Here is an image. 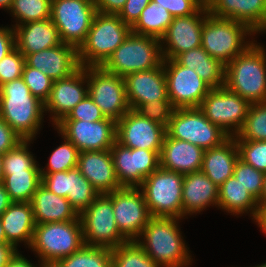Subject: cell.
Segmentation results:
<instances>
[{"instance_id":"6da1fadb","label":"cell","mask_w":266,"mask_h":267,"mask_svg":"<svg viewBox=\"0 0 266 267\" xmlns=\"http://www.w3.org/2000/svg\"><path fill=\"white\" fill-rule=\"evenodd\" d=\"M44 112V103L33 96L21 78L0 86V117L23 140L37 133Z\"/></svg>"},{"instance_id":"7a4b0ae2","label":"cell","mask_w":266,"mask_h":267,"mask_svg":"<svg viewBox=\"0 0 266 267\" xmlns=\"http://www.w3.org/2000/svg\"><path fill=\"white\" fill-rule=\"evenodd\" d=\"M250 104L266 102V54L252 44L225 66V85Z\"/></svg>"},{"instance_id":"3957f363","label":"cell","mask_w":266,"mask_h":267,"mask_svg":"<svg viewBox=\"0 0 266 267\" xmlns=\"http://www.w3.org/2000/svg\"><path fill=\"white\" fill-rule=\"evenodd\" d=\"M177 219L152 217L142 231L144 241L136 240L160 267H184L191 262L177 228Z\"/></svg>"},{"instance_id":"277c9868","label":"cell","mask_w":266,"mask_h":267,"mask_svg":"<svg viewBox=\"0 0 266 267\" xmlns=\"http://www.w3.org/2000/svg\"><path fill=\"white\" fill-rule=\"evenodd\" d=\"M131 33L117 14L96 12L85 42L78 49L81 67L102 66Z\"/></svg>"},{"instance_id":"5b68a950","label":"cell","mask_w":266,"mask_h":267,"mask_svg":"<svg viewBox=\"0 0 266 267\" xmlns=\"http://www.w3.org/2000/svg\"><path fill=\"white\" fill-rule=\"evenodd\" d=\"M249 33L251 35L253 31L244 23L208 12L203 23L201 47L226 66L252 44L244 43V36Z\"/></svg>"},{"instance_id":"8992f818","label":"cell","mask_w":266,"mask_h":267,"mask_svg":"<svg viewBox=\"0 0 266 267\" xmlns=\"http://www.w3.org/2000/svg\"><path fill=\"white\" fill-rule=\"evenodd\" d=\"M161 50L159 38L131 32L101 67L121 77L133 72L151 70L162 64Z\"/></svg>"},{"instance_id":"52a82bcc","label":"cell","mask_w":266,"mask_h":267,"mask_svg":"<svg viewBox=\"0 0 266 267\" xmlns=\"http://www.w3.org/2000/svg\"><path fill=\"white\" fill-rule=\"evenodd\" d=\"M184 174L159 167L140 186L152 217H183L182 188Z\"/></svg>"},{"instance_id":"ba28073f","label":"cell","mask_w":266,"mask_h":267,"mask_svg":"<svg viewBox=\"0 0 266 267\" xmlns=\"http://www.w3.org/2000/svg\"><path fill=\"white\" fill-rule=\"evenodd\" d=\"M84 245L82 224L73 221L35 225L30 247L42 261H58L78 251Z\"/></svg>"},{"instance_id":"9c48e42d","label":"cell","mask_w":266,"mask_h":267,"mask_svg":"<svg viewBox=\"0 0 266 267\" xmlns=\"http://www.w3.org/2000/svg\"><path fill=\"white\" fill-rule=\"evenodd\" d=\"M166 133L203 150L218 147L230 137L219 126L212 124L198 107L176 108Z\"/></svg>"},{"instance_id":"30bf717a","label":"cell","mask_w":266,"mask_h":267,"mask_svg":"<svg viewBox=\"0 0 266 267\" xmlns=\"http://www.w3.org/2000/svg\"><path fill=\"white\" fill-rule=\"evenodd\" d=\"M79 218L85 245L112 249L128 242L117 228L112 200L107 194H99Z\"/></svg>"},{"instance_id":"8fae6325","label":"cell","mask_w":266,"mask_h":267,"mask_svg":"<svg viewBox=\"0 0 266 267\" xmlns=\"http://www.w3.org/2000/svg\"><path fill=\"white\" fill-rule=\"evenodd\" d=\"M96 12L93 0H52L50 19L57 27L62 43L79 49Z\"/></svg>"},{"instance_id":"7c38bea8","label":"cell","mask_w":266,"mask_h":267,"mask_svg":"<svg viewBox=\"0 0 266 267\" xmlns=\"http://www.w3.org/2000/svg\"><path fill=\"white\" fill-rule=\"evenodd\" d=\"M87 79L88 95L105 117L117 122L130 110L124 77L91 66L87 67Z\"/></svg>"},{"instance_id":"4fadbf2b","label":"cell","mask_w":266,"mask_h":267,"mask_svg":"<svg viewBox=\"0 0 266 267\" xmlns=\"http://www.w3.org/2000/svg\"><path fill=\"white\" fill-rule=\"evenodd\" d=\"M250 105L240 95L223 86L212 88L198 108L212 124L219 126L227 135L236 136L245 122ZM233 127L235 131L231 129Z\"/></svg>"},{"instance_id":"5bb4252c","label":"cell","mask_w":266,"mask_h":267,"mask_svg":"<svg viewBox=\"0 0 266 267\" xmlns=\"http://www.w3.org/2000/svg\"><path fill=\"white\" fill-rule=\"evenodd\" d=\"M112 200L117 228L128 241H136L152 218L143 192L122 187L107 194Z\"/></svg>"},{"instance_id":"9a60e30c","label":"cell","mask_w":266,"mask_h":267,"mask_svg":"<svg viewBox=\"0 0 266 267\" xmlns=\"http://www.w3.org/2000/svg\"><path fill=\"white\" fill-rule=\"evenodd\" d=\"M161 150L130 149L117 141L110 149L117 180L121 187L137 188L160 167Z\"/></svg>"},{"instance_id":"2e32d148","label":"cell","mask_w":266,"mask_h":267,"mask_svg":"<svg viewBox=\"0 0 266 267\" xmlns=\"http://www.w3.org/2000/svg\"><path fill=\"white\" fill-rule=\"evenodd\" d=\"M162 63L166 76L167 95L173 106L175 108L199 107L212 88L198 76L195 70L178 64L174 59H163Z\"/></svg>"},{"instance_id":"e0dca14e","label":"cell","mask_w":266,"mask_h":267,"mask_svg":"<svg viewBox=\"0 0 266 267\" xmlns=\"http://www.w3.org/2000/svg\"><path fill=\"white\" fill-rule=\"evenodd\" d=\"M56 126L79 152L110 150L116 142V121L111 118L96 122L61 120Z\"/></svg>"},{"instance_id":"ac0fdd59","label":"cell","mask_w":266,"mask_h":267,"mask_svg":"<svg viewBox=\"0 0 266 267\" xmlns=\"http://www.w3.org/2000/svg\"><path fill=\"white\" fill-rule=\"evenodd\" d=\"M116 141L130 149L161 150L166 127L130 109L116 122Z\"/></svg>"},{"instance_id":"d6986e66","label":"cell","mask_w":266,"mask_h":267,"mask_svg":"<svg viewBox=\"0 0 266 267\" xmlns=\"http://www.w3.org/2000/svg\"><path fill=\"white\" fill-rule=\"evenodd\" d=\"M40 174L41 184L56 195L67 198L78 215L99 195L77 167L68 171Z\"/></svg>"},{"instance_id":"ffe728a7","label":"cell","mask_w":266,"mask_h":267,"mask_svg":"<svg viewBox=\"0 0 266 267\" xmlns=\"http://www.w3.org/2000/svg\"><path fill=\"white\" fill-rule=\"evenodd\" d=\"M204 15L199 17L200 15ZM206 4L196 13L185 17H174L160 41L168 47L161 50L163 59H174L178 54L201 46L202 28L207 17Z\"/></svg>"},{"instance_id":"44dd1931","label":"cell","mask_w":266,"mask_h":267,"mask_svg":"<svg viewBox=\"0 0 266 267\" xmlns=\"http://www.w3.org/2000/svg\"><path fill=\"white\" fill-rule=\"evenodd\" d=\"M87 67H80L71 76L53 81L48 99L44 103V111L54 114V124L59 123L87 95L83 83L87 80ZM85 80V81H84Z\"/></svg>"},{"instance_id":"7402d4cb","label":"cell","mask_w":266,"mask_h":267,"mask_svg":"<svg viewBox=\"0 0 266 267\" xmlns=\"http://www.w3.org/2000/svg\"><path fill=\"white\" fill-rule=\"evenodd\" d=\"M25 64L40 70L53 81L67 78L81 67L78 49L65 43L26 55Z\"/></svg>"},{"instance_id":"603a6c76","label":"cell","mask_w":266,"mask_h":267,"mask_svg":"<svg viewBox=\"0 0 266 267\" xmlns=\"http://www.w3.org/2000/svg\"><path fill=\"white\" fill-rule=\"evenodd\" d=\"M124 81L130 109L154 100H169L163 63L151 70L127 74Z\"/></svg>"},{"instance_id":"cb8c5ba5","label":"cell","mask_w":266,"mask_h":267,"mask_svg":"<svg viewBox=\"0 0 266 267\" xmlns=\"http://www.w3.org/2000/svg\"><path fill=\"white\" fill-rule=\"evenodd\" d=\"M77 168L99 194L122 188L116 177L110 150L79 152Z\"/></svg>"},{"instance_id":"d4e9b609","label":"cell","mask_w":266,"mask_h":267,"mask_svg":"<svg viewBox=\"0 0 266 267\" xmlns=\"http://www.w3.org/2000/svg\"><path fill=\"white\" fill-rule=\"evenodd\" d=\"M208 12L244 23L254 33L266 30V0H207Z\"/></svg>"},{"instance_id":"484cf974","label":"cell","mask_w":266,"mask_h":267,"mask_svg":"<svg viewBox=\"0 0 266 267\" xmlns=\"http://www.w3.org/2000/svg\"><path fill=\"white\" fill-rule=\"evenodd\" d=\"M203 153L202 148L166 134L159 155L160 167L184 175L201 171Z\"/></svg>"},{"instance_id":"4316f807","label":"cell","mask_w":266,"mask_h":267,"mask_svg":"<svg viewBox=\"0 0 266 267\" xmlns=\"http://www.w3.org/2000/svg\"><path fill=\"white\" fill-rule=\"evenodd\" d=\"M15 47L24 55L62 44L59 31L51 19L14 26Z\"/></svg>"},{"instance_id":"83f0119b","label":"cell","mask_w":266,"mask_h":267,"mask_svg":"<svg viewBox=\"0 0 266 267\" xmlns=\"http://www.w3.org/2000/svg\"><path fill=\"white\" fill-rule=\"evenodd\" d=\"M219 187L205 173L197 171L184 175L182 188L183 217L202 211L210 204L218 205Z\"/></svg>"},{"instance_id":"f1b7e54d","label":"cell","mask_w":266,"mask_h":267,"mask_svg":"<svg viewBox=\"0 0 266 267\" xmlns=\"http://www.w3.org/2000/svg\"><path fill=\"white\" fill-rule=\"evenodd\" d=\"M30 203L36 225L73 221L79 217L67 198L56 195L42 184L36 189Z\"/></svg>"},{"instance_id":"f546056e","label":"cell","mask_w":266,"mask_h":267,"mask_svg":"<svg viewBox=\"0 0 266 267\" xmlns=\"http://www.w3.org/2000/svg\"><path fill=\"white\" fill-rule=\"evenodd\" d=\"M239 150L233 136L218 147L204 150L201 171L218 187L233 176Z\"/></svg>"},{"instance_id":"4dcf8cb0","label":"cell","mask_w":266,"mask_h":267,"mask_svg":"<svg viewBox=\"0 0 266 267\" xmlns=\"http://www.w3.org/2000/svg\"><path fill=\"white\" fill-rule=\"evenodd\" d=\"M0 219L8 244L15 249L20 241L31 245L36 224L30 202H12Z\"/></svg>"},{"instance_id":"1f68e13d","label":"cell","mask_w":266,"mask_h":267,"mask_svg":"<svg viewBox=\"0 0 266 267\" xmlns=\"http://www.w3.org/2000/svg\"><path fill=\"white\" fill-rule=\"evenodd\" d=\"M174 60L198 74L211 88L225 85V65L211 57L201 46L178 54Z\"/></svg>"},{"instance_id":"d6a6232c","label":"cell","mask_w":266,"mask_h":267,"mask_svg":"<svg viewBox=\"0 0 266 267\" xmlns=\"http://www.w3.org/2000/svg\"><path fill=\"white\" fill-rule=\"evenodd\" d=\"M218 206L233 215L252 210L255 217L258 202L233 175L219 186Z\"/></svg>"},{"instance_id":"836d02e7","label":"cell","mask_w":266,"mask_h":267,"mask_svg":"<svg viewBox=\"0 0 266 267\" xmlns=\"http://www.w3.org/2000/svg\"><path fill=\"white\" fill-rule=\"evenodd\" d=\"M2 183L12 202H30L41 184L40 170L3 172Z\"/></svg>"},{"instance_id":"e575fe53","label":"cell","mask_w":266,"mask_h":267,"mask_svg":"<svg viewBox=\"0 0 266 267\" xmlns=\"http://www.w3.org/2000/svg\"><path fill=\"white\" fill-rule=\"evenodd\" d=\"M173 18V15L167 9L151 1L142 10L139 19L131 27V32L161 39Z\"/></svg>"},{"instance_id":"d590c367","label":"cell","mask_w":266,"mask_h":267,"mask_svg":"<svg viewBox=\"0 0 266 267\" xmlns=\"http://www.w3.org/2000/svg\"><path fill=\"white\" fill-rule=\"evenodd\" d=\"M58 262L62 267H112L111 249L84 244L78 251Z\"/></svg>"},{"instance_id":"8d00e7d4","label":"cell","mask_w":266,"mask_h":267,"mask_svg":"<svg viewBox=\"0 0 266 267\" xmlns=\"http://www.w3.org/2000/svg\"><path fill=\"white\" fill-rule=\"evenodd\" d=\"M233 137L235 141L266 140V102L253 103L249 106L242 128Z\"/></svg>"},{"instance_id":"74e56055","label":"cell","mask_w":266,"mask_h":267,"mask_svg":"<svg viewBox=\"0 0 266 267\" xmlns=\"http://www.w3.org/2000/svg\"><path fill=\"white\" fill-rule=\"evenodd\" d=\"M112 267H160L137 243L128 241L111 249Z\"/></svg>"},{"instance_id":"f35d334b","label":"cell","mask_w":266,"mask_h":267,"mask_svg":"<svg viewBox=\"0 0 266 267\" xmlns=\"http://www.w3.org/2000/svg\"><path fill=\"white\" fill-rule=\"evenodd\" d=\"M52 0H13L11 12L22 25L31 21H42L51 18Z\"/></svg>"},{"instance_id":"ab89813d","label":"cell","mask_w":266,"mask_h":267,"mask_svg":"<svg viewBox=\"0 0 266 267\" xmlns=\"http://www.w3.org/2000/svg\"><path fill=\"white\" fill-rule=\"evenodd\" d=\"M64 144L56 148L49 158L47 171L40 169V173H54L68 171L77 167L79 151L65 136Z\"/></svg>"},{"instance_id":"60d3db41","label":"cell","mask_w":266,"mask_h":267,"mask_svg":"<svg viewBox=\"0 0 266 267\" xmlns=\"http://www.w3.org/2000/svg\"><path fill=\"white\" fill-rule=\"evenodd\" d=\"M28 142L29 140H23L15 148L3 154V172L40 170L32 154L28 152Z\"/></svg>"},{"instance_id":"b9f144b4","label":"cell","mask_w":266,"mask_h":267,"mask_svg":"<svg viewBox=\"0 0 266 267\" xmlns=\"http://www.w3.org/2000/svg\"><path fill=\"white\" fill-rule=\"evenodd\" d=\"M233 175L258 200L262 193L265 173L253 168L240 158L237 160Z\"/></svg>"},{"instance_id":"7bdbcfd3","label":"cell","mask_w":266,"mask_h":267,"mask_svg":"<svg viewBox=\"0 0 266 267\" xmlns=\"http://www.w3.org/2000/svg\"><path fill=\"white\" fill-rule=\"evenodd\" d=\"M22 79L33 96L45 103L52 89L53 80L40 70L24 64Z\"/></svg>"},{"instance_id":"ee69618b","label":"cell","mask_w":266,"mask_h":267,"mask_svg":"<svg viewBox=\"0 0 266 267\" xmlns=\"http://www.w3.org/2000/svg\"><path fill=\"white\" fill-rule=\"evenodd\" d=\"M239 158L253 168L266 173V140L236 141Z\"/></svg>"},{"instance_id":"f6af8a7d","label":"cell","mask_w":266,"mask_h":267,"mask_svg":"<svg viewBox=\"0 0 266 267\" xmlns=\"http://www.w3.org/2000/svg\"><path fill=\"white\" fill-rule=\"evenodd\" d=\"M175 109L170 100H154L140 105L136 111L145 118L167 128Z\"/></svg>"},{"instance_id":"bcb514c9","label":"cell","mask_w":266,"mask_h":267,"mask_svg":"<svg viewBox=\"0 0 266 267\" xmlns=\"http://www.w3.org/2000/svg\"><path fill=\"white\" fill-rule=\"evenodd\" d=\"M25 56L15 47L0 61V86L22 77Z\"/></svg>"},{"instance_id":"7dc6e473","label":"cell","mask_w":266,"mask_h":267,"mask_svg":"<svg viewBox=\"0 0 266 267\" xmlns=\"http://www.w3.org/2000/svg\"><path fill=\"white\" fill-rule=\"evenodd\" d=\"M106 118L107 117L104 116L100 108L94 103L93 99L89 95H87L62 120L96 122L99 120H104Z\"/></svg>"},{"instance_id":"c3c4849f","label":"cell","mask_w":266,"mask_h":267,"mask_svg":"<svg viewBox=\"0 0 266 267\" xmlns=\"http://www.w3.org/2000/svg\"><path fill=\"white\" fill-rule=\"evenodd\" d=\"M168 10L173 17H185L196 14L205 4L204 0H151Z\"/></svg>"},{"instance_id":"681fc988","label":"cell","mask_w":266,"mask_h":267,"mask_svg":"<svg viewBox=\"0 0 266 267\" xmlns=\"http://www.w3.org/2000/svg\"><path fill=\"white\" fill-rule=\"evenodd\" d=\"M151 0H127L121 11L117 14L125 24L132 27L139 19L142 10Z\"/></svg>"},{"instance_id":"f907efd6","label":"cell","mask_w":266,"mask_h":267,"mask_svg":"<svg viewBox=\"0 0 266 267\" xmlns=\"http://www.w3.org/2000/svg\"><path fill=\"white\" fill-rule=\"evenodd\" d=\"M23 139L0 117V154L15 148Z\"/></svg>"},{"instance_id":"816d5d0a","label":"cell","mask_w":266,"mask_h":267,"mask_svg":"<svg viewBox=\"0 0 266 267\" xmlns=\"http://www.w3.org/2000/svg\"><path fill=\"white\" fill-rule=\"evenodd\" d=\"M15 48L14 28H0V61Z\"/></svg>"},{"instance_id":"f5cc1de1","label":"cell","mask_w":266,"mask_h":267,"mask_svg":"<svg viewBox=\"0 0 266 267\" xmlns=\"http://www.w3.org/2000/svg\"><path fill=\"white\" fill-rule=\"evenodd\" d=\"M96 11L103 14H118L127 0H93Z\"/></svg>"},{"instance_id":"db71d44e","label":"cell","mask_w":266,"mask_h":267,"mask_svg":"<svg viewBox=\"0 0 266 267\" xmlns=\"http://www.w3.org/2000/svg\"><path fill=\"white\" fill-rule=\"evenodd\" d=\"M17 250L10 244H0V267H5Z\"/></svg>"},{"instance_id":"11a10c76","label":"cell","mask_w":266,"mask_h":267,"mask_svg":"<svg viewBox=\"0 0 266 267\" xmlns=\"http://www.w3.org/2000/svg\"><path fill=\"white\" fill-rule=\"evenodd\" d=\"M253 219L258 222V225L266 233V203H258L257 212Z\"/></svg>"},{"instance_id":"9f6ffc18","label":"cell","mask_w":266,"mask_h":267,"mask_svg":"<svg viewBox=\"0 0 266 267\" xmlns=\"http://www.w3.org/2000/svg\"><path fill=\"white\" fill-rule=\"evenodd\" d=\"M5 267H35L27 259H25L18 251L9 260Z\"/></svg>"},{"instance_id":"6f0895ef","label":"cell","mask_w":266,"mask_h":267,"mask_svg":"<svg viewBox=\"0 0 266 267\" xmlns=\"http://www.w3.org/2000/svg\"><path fill=\"white\" fill-rule=\"evenodd\" d=\"M12 203L2 182H0V216Z\"/></svg>"},{"instance_id":"680465c9","label":"cell","mask_w":266,"mask_h":267,"mask_svg":"<svg viewBox=\"0 0 266 267\" xmlns=\"http://www.w3.org/2000/svg\"><path fill=\"white\" fill-rule=\"evenodd\" d=\"M258 203H266V173L264 175L263 188L260 198L257 200Z\"/></svg>"},{"instance_id":"91938a15","label":"cell","mask_w":266,"mask_h":267,"mask_svg":"<svg viewBox=\"0 0 266 267\" xmlns=\"http://www.w3.org/2000/svg\"><path fill=\"white\" fill-rule=\"evenodd\" d=\"M40 267H62L58 261H42Z\"/></svg>"},{"instance_id":"94428289","label":"cell","mask_w":266,"mask_h":267,"mask_svg":"<svg viewBox=\"0 0 266 267\" xmlns=\"http://www.w3.org/2000/svg\"><path fill=\"white\" fill-rule=\"evenodd\" d=\"M0 244H8L7 239L5 237L4 228L0 219Z\"/></svg>"},{"instance_id":"6125c7cd","label":"cell","mask_w":266,"mask_h":267,"mask_svg":"<svg viewBox=\"0 0 266 267\" xmlns=\"http://www.w3.org/2000/svg\"><path fill=\"white\" fill-rule=\"evenodd\" d=\"M13 0H0V7L3 9L6 8V10H10L12 6Z\"/></svg>"},{"instance_id":"be15d7a7","label":"cell","mask_w":266,"mask_h":267,"mask_svg":"<svg viewBox=\"0 0 266 267\" xmlns=\"http://www.w3.org/2000/svg\"><path fill=\"white\" fill-rule=\"evenodd\" d=\"M3 180V155L0 154V182Z\"/></svg>"},{"instance_id":"e7e4bbea","label":"cell","mask_w":266,"mask_h":267,"mask_svg":"<svg viewBox=\"0 0 266 267\" xmlns=\"http://www.w3.org/2000/svg\"><path fill=\"white\" fill-rule=\"evenodd\" d=\"M257 267H266V263L260 265V266H257Z\"/></svg>"}]
</instances>
